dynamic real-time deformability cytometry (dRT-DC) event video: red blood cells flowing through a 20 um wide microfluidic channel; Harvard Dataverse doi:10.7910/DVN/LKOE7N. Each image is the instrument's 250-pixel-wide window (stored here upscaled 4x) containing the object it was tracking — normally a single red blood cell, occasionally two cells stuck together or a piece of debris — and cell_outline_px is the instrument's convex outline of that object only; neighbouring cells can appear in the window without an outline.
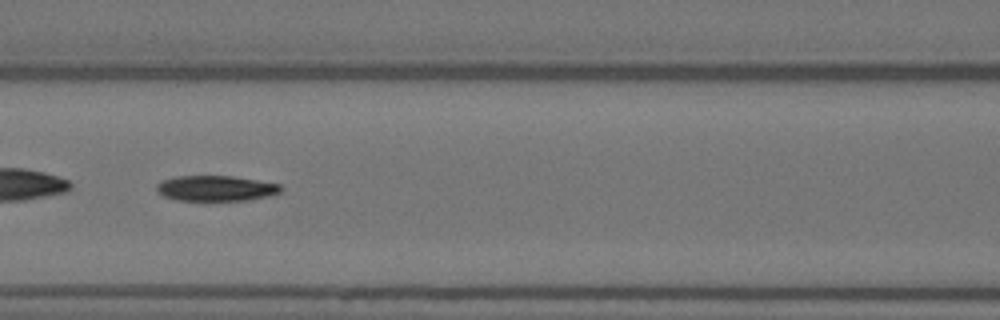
{"species": "Egyptian fruit bat (a non-hibernating species)", "species_latin": "Rousettus aegyptiacus", "temperature_condition": "warm", "stored_images_in_passage": 53, "camera_frame_rate_fps": 3000, "um_per_image_px": 0.085, "animal": {"sex": "female"}, "frame": {"image": 1, "passage_image": 23, "time_ms": 7.333, "image_size_px": [1000, 320], "cell_outline_px": [[284, 188], [280, 192], [268, 196], [248, 200], [176, 200], [164, 196], [156, 188], [156, 184], [160, 180], [172, 176], [232, 176], [280, 184]], "centroid_in_image_um": [18.33, 15.99], "position_along_channel_um": 148.3, "area_um2": 18.44}}
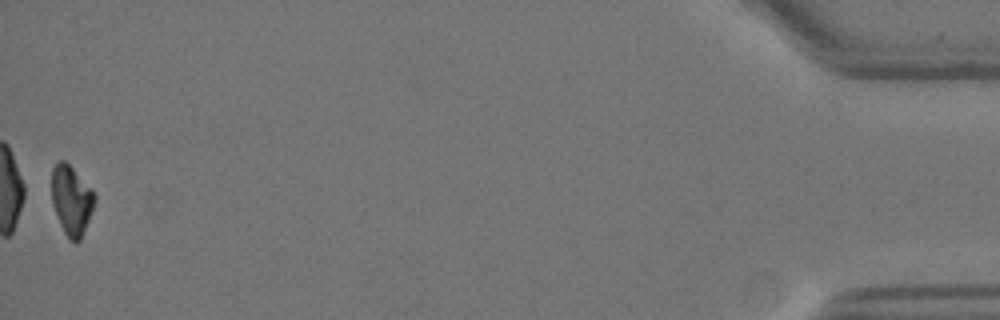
{"frame": {"image": 2, "passage_image": 53, "time_ms": 17.333, "image_size_px": [1000, 320], "cell_outline_px": [[96, 200], [80, 240], [72, 240], [64, 232], [60, 224], [52, 204], [52, 168], [60, 160], [64, 160], [92, 188], [96, 196]], "centroid_in_image_um": [6.07, 16.98], "position_along_channel_um": 429.1, "area_um2": 17.05}, "authors_computed_cell_mechanics": {"area_um2": 19.5364, "velocity_mm_per_s": 3.7432, "shape_relaxation_time_tau1_ms": 6.4106, "shape_relaxation_time_tau2_ms": 9.6567, "deformation_change_tau1": 0.2094, "deformation_change_tau2": 0.1373}}